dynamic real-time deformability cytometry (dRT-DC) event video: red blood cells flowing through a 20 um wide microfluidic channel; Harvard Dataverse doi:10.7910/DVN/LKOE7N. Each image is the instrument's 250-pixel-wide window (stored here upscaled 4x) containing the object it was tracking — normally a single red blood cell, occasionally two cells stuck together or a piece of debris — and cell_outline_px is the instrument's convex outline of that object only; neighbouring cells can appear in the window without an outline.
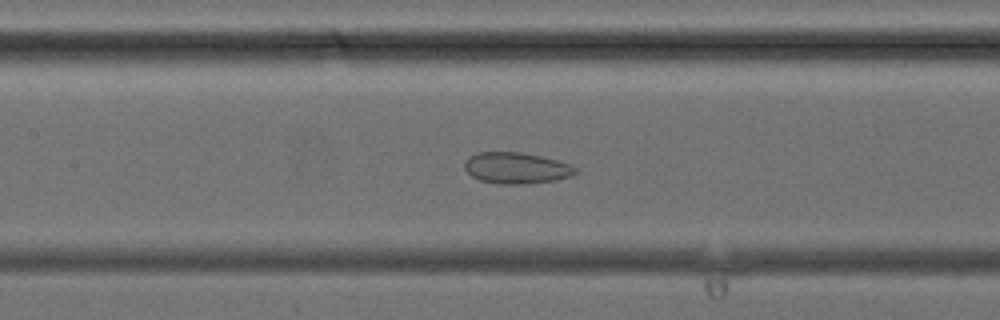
{"species": "common noctule bat (a hibernating species)", "species_latin": "Nyctalus noctula", "temperature_condition": "cold", "stored_images_in_passage": 41, "camera_frame_rate_fps": 3000, "um_per_image_px": 0.085, "animal": {"sex": "female", "body_mass_g": 24.6, "forearm_length_mm": 56.2}, "frame": {"image": 1, "passage_image": 19, "time_ms": 6.0, "image_size_px": [1000, 320], "cell_outline_px": [[576, 172], [572, 176], [556, 180], [516, 184], [496, 184], [480, 180], [472, 176], [464, 168], [464, 160], [468, 156], [476, 152], [520, 152], [540, 156], [572, 164], [576, 168]], "centroid_in_image_um": [43.85, 14.27], "position_along_channel_um": 163.5, "area_um2": 20.23}}
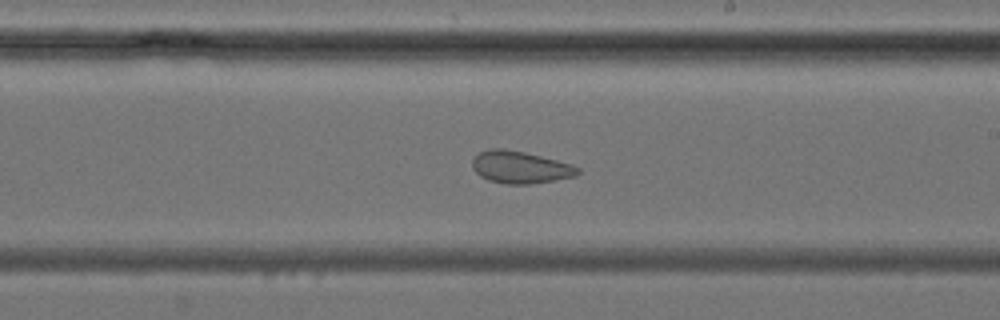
{"frame": {"image": 2, "passage_image": 24, "time_ms": 7.667, "image_size_px": [1000, 320], "cell_outline_px": [[580, 172], [576, 176], [556, 180], [528, 184], [504, 184], [488, 180], [480, 176], [472, 168], [472, 160], [480, 152], [488, 148], [504, 148], [524, 152], [572, 164], [580, 168]], "centroid_in_image_um": [44.21, 14.22], "position_along_channel_um": 244.8, "area_um2": 19.88}}
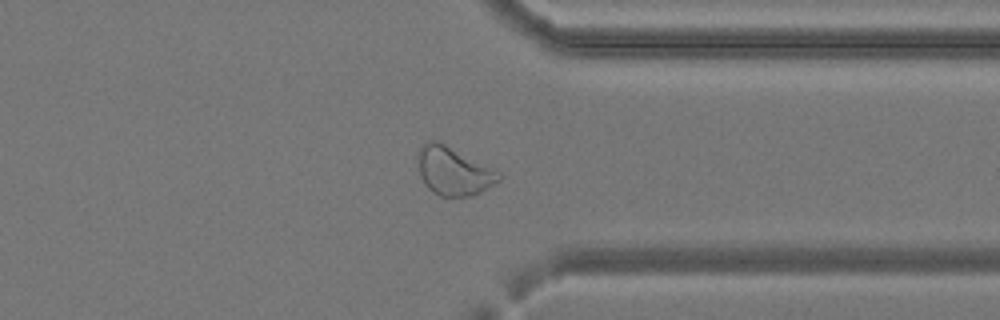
{"frame": {"image": 3, "passage_image": 32, "time_ms": 10.333, "image_size_px": [1000, 320], "cell_outline_px": [[504, 176], [500, 180], [480, 192], [472, 196], [440, 196], [432, 192], [424, 184], [420, 176], [416, 156], [420, 148], [424, 144], [432, 140], [436, 140], [500, 172]], "centroid_in_image_um": [38.53, 14.56], "position_along_channel_um": 372.9, "area_um2": 22.6}}